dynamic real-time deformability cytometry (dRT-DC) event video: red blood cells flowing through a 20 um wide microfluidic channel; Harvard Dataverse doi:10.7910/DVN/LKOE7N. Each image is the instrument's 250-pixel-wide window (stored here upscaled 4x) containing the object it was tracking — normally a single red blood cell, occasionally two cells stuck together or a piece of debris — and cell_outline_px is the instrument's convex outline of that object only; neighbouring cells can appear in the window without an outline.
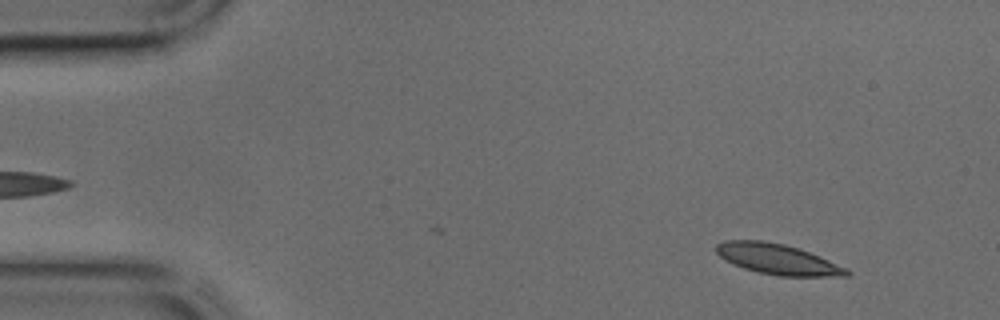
{"species": "common noctule bat (a hibernating species)", "species_latin": "Nyctalus noctula", "temperature_condition": "cold", "stored_images_in_passage": 42, "camera_frame_rate_fps": 3000, "um_per_image_px": 0.085, "animal": {"sex": "male", "body_mass_g": 17.9, "forearm_length_mm": 54.2}, "frame": {"image": 1, "passage_image": 2, "time_ms": 0.333, "image_size_px": [1000, 320], "cell_outline_px": [[852, 272], [848, 276], [780, 276], [760, 272], [744, 268], [732, 264], [724, 260], [716, 252], [716, 244], [724, 240], [760, 240], [784, 244], [820, 256], [848, 268]], "centroid_in_image_um": [66.1, 22.03], "position_along_channel_um": 18.9, "area_um2": 23.12}}
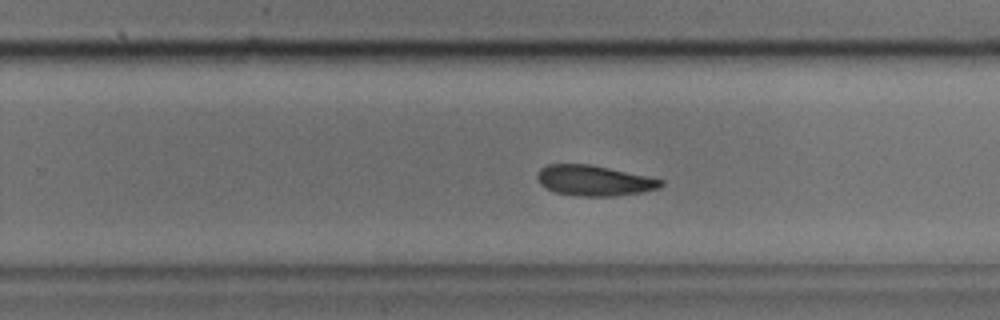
{"frame": {"image": 2, "passage_image": 25, "time_ms": 8.0, "image_size_px": [1000, 320], "cell_outline_px": [[664, 184], [656, 188], [640, 192], [612, 196], [572, 196], [556, 192], [544, 188], [536, 180], [536, 172], [540, 168], [548, 164], [592, 164], [648, 176], [664, 180]], "centroid_in_image_um": [50.43, 15.34], "position_along_channel_um": 279.4, "area_um2": 22.14}}
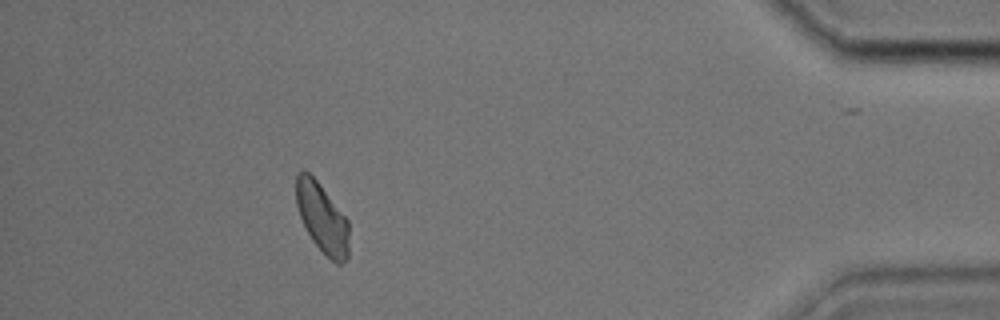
{"frame": {"image": 3, "passage_image": 37, "time_ms": 12.0, "image_size_px": [1000, 320], "cell_outline_px": [[348, 260], [340, 264], [336, 264], [312, 240], [300, 216], [296, 204], [296, 172], [300, 168], [304, 168], [316, 180], [348, 220]], "centroid_in_image_um": [27.37, 18.5], "position_along_channel_um": 407.8, "area_um2": 21.21}}